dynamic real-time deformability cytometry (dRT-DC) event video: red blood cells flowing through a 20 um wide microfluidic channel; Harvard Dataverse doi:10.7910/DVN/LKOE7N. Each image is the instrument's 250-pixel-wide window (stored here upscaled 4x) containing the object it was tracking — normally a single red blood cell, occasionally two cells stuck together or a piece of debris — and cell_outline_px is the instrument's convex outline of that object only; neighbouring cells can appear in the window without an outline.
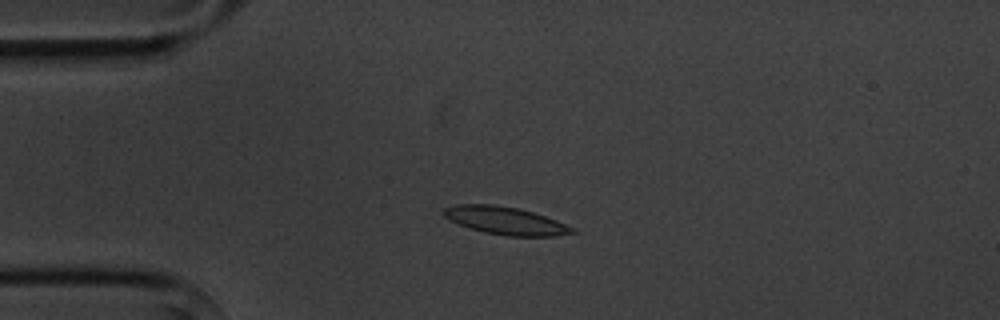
{"species": "common noctule bat (a hibernating species)", "species_latin": "Nyctalus noctula", "temperature_condition": "cold", "stored_images_in_passage": 6, "camera_frame_rate_fps": 3000, "um_per_image_px": 0.085, "animal": {"sex": "male", "body_mass_g": 20.1, "forearm_length_mm": 53.5}, "frame": {"image": 1, "passage_image": 4, "time_ms": 3.667, "image_size_px": [1000, 320], "cell_outline_px": [[580, 232], [556, 236], [508, 236], [484, 232], [460, 224], [444, 216], [440, 212], [444, 208], [456, 204], [492, 204], [520, 208], [556, 220], [576, 228]], "centroid_in_image_um": [43.01, 18.75], "position_along_channel_um": 42.0, "area_um2": 20.81}}
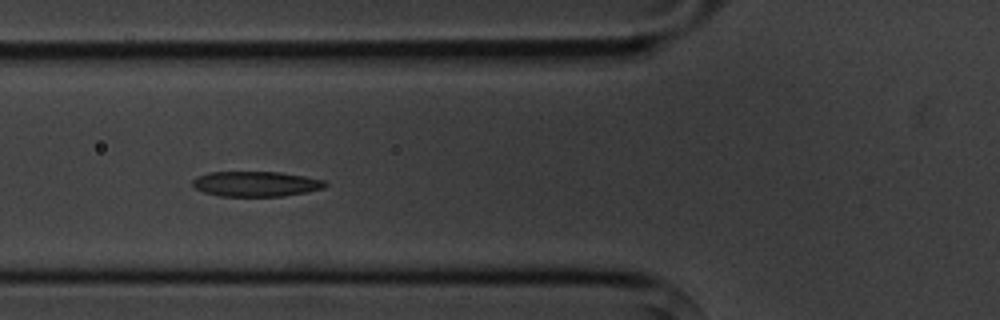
{"frame": {"image": 2, "passage_image": 6, "time_ms": 6.0, "image_size_px": [1000, 320], "cell_outline_px": [[328, 184], [324, 188], [284, 196], [220, 196], [204, 192], [196, 188], [192, 184], [192, 180], [196, 176], [208, 172], [280, 172], [304, 176], [324, 180]], "centroid_in_image_um": [21.74, 15.62], "position_along_channel_um": 104.1, "area_um2": 19.42}}